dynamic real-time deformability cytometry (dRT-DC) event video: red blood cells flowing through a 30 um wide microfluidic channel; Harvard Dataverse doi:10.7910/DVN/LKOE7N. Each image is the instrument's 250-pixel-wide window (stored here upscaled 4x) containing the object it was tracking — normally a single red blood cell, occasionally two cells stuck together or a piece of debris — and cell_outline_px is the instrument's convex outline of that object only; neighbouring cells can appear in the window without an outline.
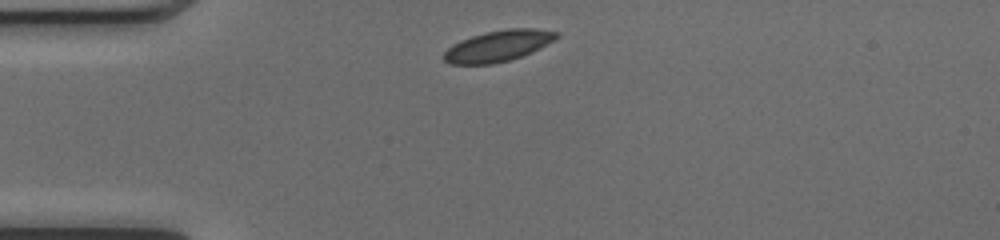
{"species": "common noctule bat (a hibernating species)", "species_latin": "Nyctalus noctula", "temperature_condition": "cold", "stored_images_in_passage": 39, "camera_frame_rate_fps": 3000, "um_per_image_px": 0.085, "animal": {"sex": "female", "body_mass_g": 17.0, "forearm_length_mm": 48.0}, "frame": {"image": 1, "passage_image": 1, "time_ms": 0.0, "image_size_px": [1000, 240], "cell_outline_px": [[560, 36], [540, 48], [532, 52], [508, 60], [492, 64], [452, 64], [444, 60], [440, 56], [452, 44], [460, 40], [484, 32], [508, 28], [532, 28], [560, 32]], "centroid_in_image_um": [42.32, 3.89], "position_along_channel_um": 42.7, "area_um2": 20.46}}
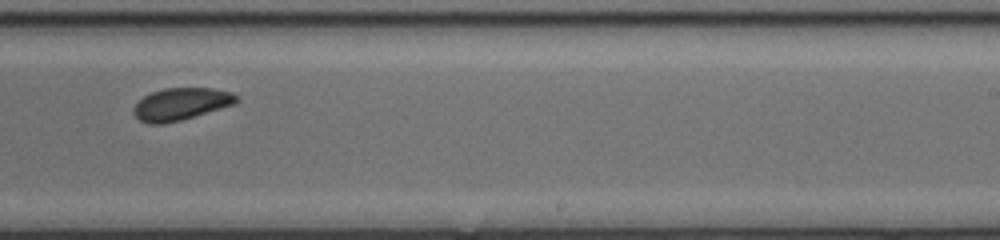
{"frame": {"image": 2, "passage_image": 20, "time_ms": 6.333, "image_size_px": [1000, 240], "cell_outline_px": [[240, 100], [236, 104], [196, 116], [164, 124], [148, 124], [140, 120], [132, 112], [132, 108], [144, 96], [152, 92], [164, 88], [212, 88], [232, 92], [240, 96]], "centroid_in_image_um": [15.43, 8.84], "position_along_channel_um": 273.6, "area_um2": 19.54}}
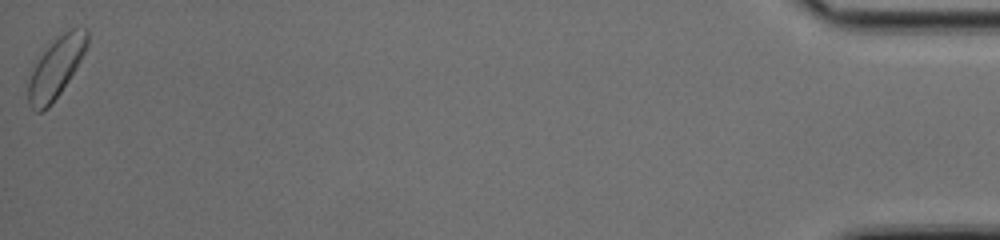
{"frame": {"image": 3, "passage_image": 39, "time_ms": 12.667, "image_size_px": [1000, 240], "cell_outline_px": [[88, 44], [76, 68], [60, 92], [48, 108], [40, 112], [36, 112], [28, 104], [28, 80], [32, 68], [40, 48], [52, 36], [72, 28], [88, 28]], "centroid_in_image_um": [4.7, 5.66], "position_along_channel_um": 430.5, "area_um2": 21.62}, "authors_computed_cell_mechanics": {"area_um2": 19.652, "velocity_mm_per_s": 4.0594, "shape_relaxation_time_tau1_ms": 2.0007, "shape_relaxation_time_tau2_ms": 7.3185, "deformation_change_tau1": 0.0667, "deformation_change_tau2": 0.0599}}